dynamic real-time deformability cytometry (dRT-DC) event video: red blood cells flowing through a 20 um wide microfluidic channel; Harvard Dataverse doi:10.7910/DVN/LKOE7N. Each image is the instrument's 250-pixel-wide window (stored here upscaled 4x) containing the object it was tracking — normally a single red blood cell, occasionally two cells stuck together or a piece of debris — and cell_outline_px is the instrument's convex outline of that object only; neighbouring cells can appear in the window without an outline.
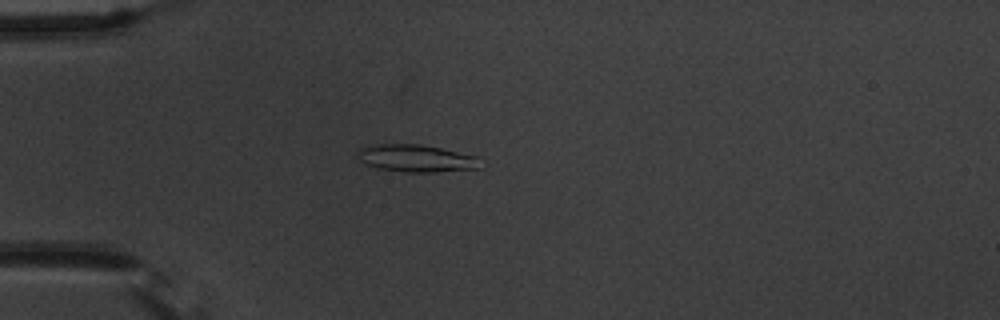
{"species": "common noctule bat (a hibernating species)", "species_latin": "Nyctalus noctula", "temperature_condition": "warm", "stored_images_in_passage": 42, "camera_frame_rate_fps": 3000, "um_per_image_px": 0.085, "animal": {"sex": "male", "body_mass_g": 20.1, "forearm_length_mm": 53.5}, "frame": {"image": 1, "passage_image": 2, "time_ms": 0.333, "image_size_px": [1000, 320], "cell_outline_px": [[480, 168], [436, 172], [400, 172], [376, 168], [364, 164], [356, 156], [360, 148], [380, 144], [420, 144], [440, 148], [476, 156]], "centroid_in_image_um": [35.32, 13.47], "position_along_channel_um": 49.7, "area_um2": 19.48}}
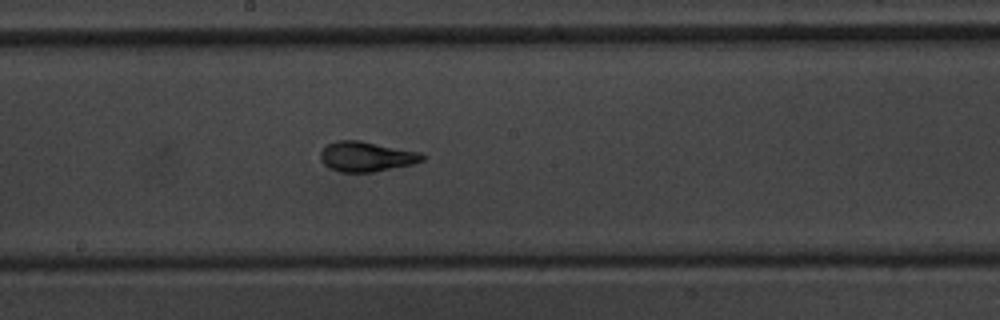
{"frame": {"image": 2, "passage_image": 17, "time_ms": 5.333, "image_size_px": [1000, 320], "cell_outline_px": [[428, 156], [424, 160], [412, 164], [372, 172], [340, 172], [328, 168], [320, 160], [320, 152], [328, 144], [340, 140], [360, 140], [420, 152]], "centroid_in_image_um": [31.15, 13.31], "position_along_channel_um": 217.1, "area_um2": 17.86}}
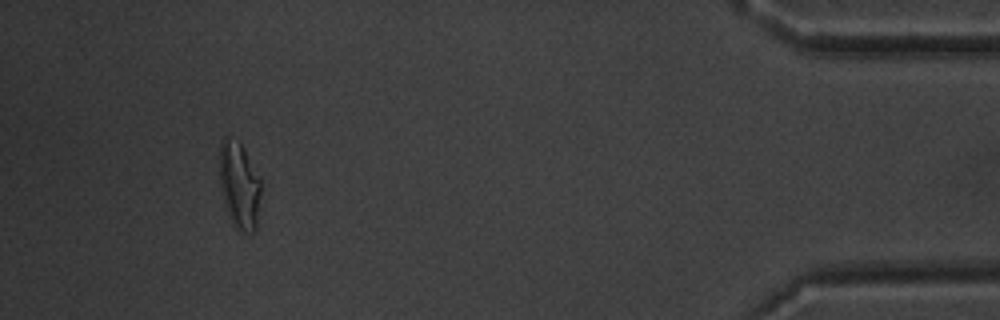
{"frame": {"image": 3, "passage_image": 38, "time_ms": 12.333, "image_size_px": [1000, 320], "cell_outline_px": [[260, 192], [256, 232], [240, 232], [232, 224], [228, 216], [220, 188], [220, 144], [224, 136], [240, 144], [244, 148], [260, 180]], "centroid_in_image_um": [20.33, 15.82], "position_along_channel_um": 414.9, "area_um2": 20.75}, "authors_computed_cell_mechanics": {"area_um2": 17.4845, "velocity_mm_per_s": 3.6677, "shape_relaxation_time_tau1_ms": 9.3745, "shape_relaxation_time_tau2_ms": 1.6233, "deformation_change_tau1": 0.2639, "deformation_change_tau2": 0.0689}}